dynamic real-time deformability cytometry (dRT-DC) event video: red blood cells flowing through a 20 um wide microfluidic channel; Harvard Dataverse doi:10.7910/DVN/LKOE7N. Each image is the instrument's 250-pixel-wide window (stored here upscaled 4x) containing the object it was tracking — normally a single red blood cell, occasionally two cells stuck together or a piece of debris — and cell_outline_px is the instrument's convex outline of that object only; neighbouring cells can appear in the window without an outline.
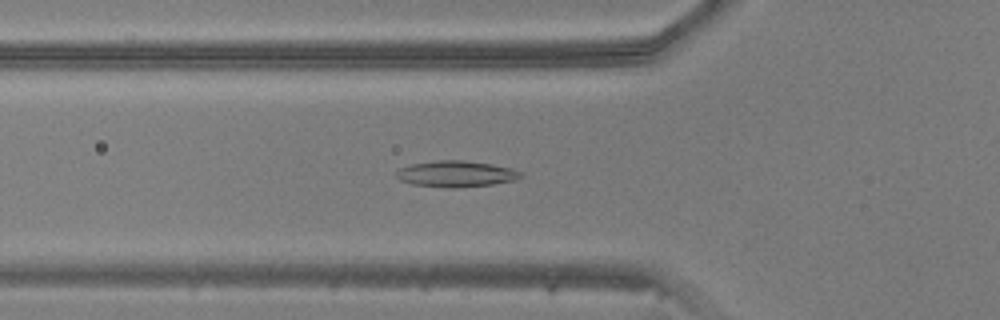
{"species": "common noctule bat (a hibernating species)", "species_latin": "Nyctalus noctula", "temperature_condition": "warm", "stored_images_in_passage": 47, "camera_frame_rate_fps": 3000, "um_per_image_px": 0.085, "animal": {"sex": "male", "body_mass_g": 20.5, "forearm_length_mm": 52.5}, "frame": {"image": 1, "passage_image": 16, "time_ms": 5.0, "image_size_px": [1000, 320], "cell_outline_px": [[524, 176], [516, 180], [492, 184], [460, 188], [448, 188], [412, 184], [400, 180], [396, 176], [396, 172], [400, 168], [412, 164], [440, 160], [464, 160], [492, 164], [512, 168], [520, 172]], "centroid_in_image_um": [38.79, 14.78], "position_along_channel_um": 87.0, "area_um2": 19.02}}
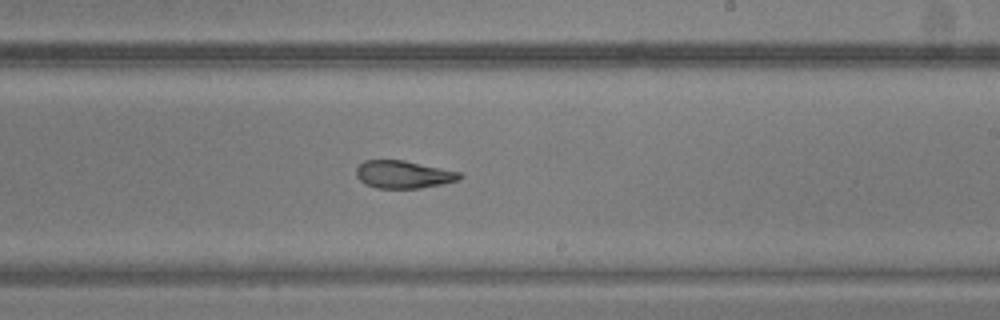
{"frame": {"image": 2, "passage_image": 28, "time_ms": 9.0, "image_size_px": [1000, 320], "cell_outline_px": [[464, 176], [460, 180], [420, 188], [376, 188], [360, 180], [356, 176], [356, 168], [364, 160], [404, 160], [460, 172]], "centroid_in_image_um": [34.3, 14.82], "position_along_channel_um": 254.7, "area_um2": 16.59}}
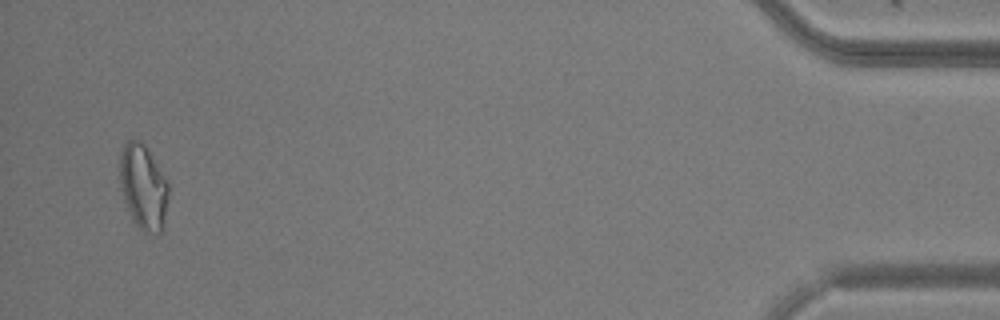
{"frame": {"image": 3, "passage_image": 46, "time_ms": 15.0, "image_size_px": [1000, 320], "cell_outline_px": [[168, 196], [160, 232], [152, 236], [144, 232], [132, 220], [124, 200], [120, 188], [120, 152], [124, 144], [128, 140], [140, 140], [148, 148], [168, 180]], "centroid_in_image_um": [12.17, 15.86], "position_along_channel_um": 423.0, "area_um2": 24.22}}